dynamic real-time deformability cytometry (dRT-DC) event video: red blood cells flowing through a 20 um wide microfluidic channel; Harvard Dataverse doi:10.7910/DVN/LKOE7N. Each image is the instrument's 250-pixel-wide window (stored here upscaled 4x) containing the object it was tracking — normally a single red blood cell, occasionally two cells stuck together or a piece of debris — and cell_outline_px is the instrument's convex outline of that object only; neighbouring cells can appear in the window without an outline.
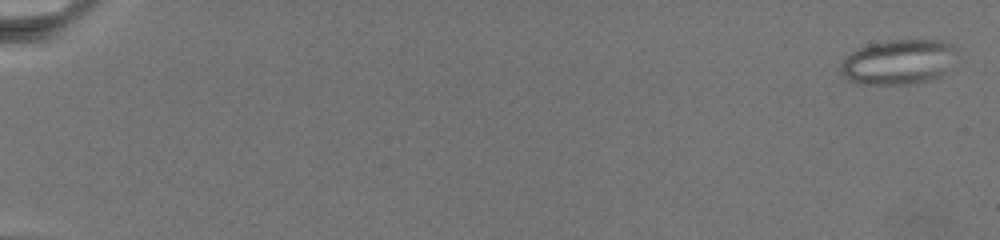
{"species": "common noctule bat (a hibernating species)", "species_latin": "Nyctalus noctula", "temperature_condition": "warm", "stored_images_in_passage": 47, "camera_frame_rate_fps": 3000, "um_per_image_px": 0.085, "animal": {"sex": "female", "body_mass_g": 19.5, "forearm_length_mm": 54.1}, "frame": {"image": 1, "passage_image": 2, "time_ms": 0.333, "image_size_px": [1000, 240], "cell_outline_px": [[956, 48], [944, 72], [940, 76], [928, 80], [908, 84], [864, 84], [848, 80], [840, 72], [840, 64], [852, 52], [868, 44], [888, 40], [952, 40], [956, 44]], "centroid_in_image_um": [76.35, 5.24], "position_along_channel_um": 8.6, "area_um2": 30.17}}
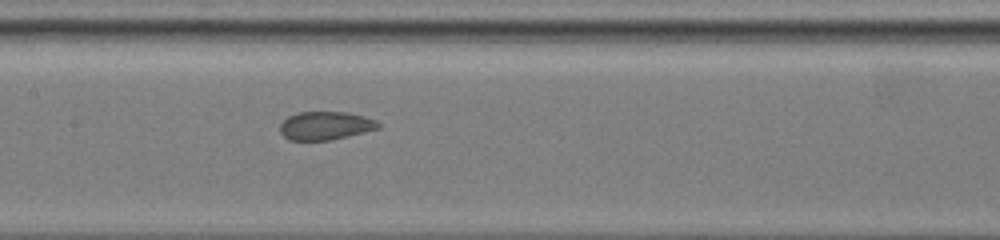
{"frame": {"image": 2, "passage_image": 32, "time_ms": 13.333, "image_size_px": [1000, 240], "cell_outline_px": [[380, 128], [332, 140], [288, 140], [280, 132], [280, 124], [288, 116], [300, 112], [348, 112], [364, 116], [376, 120], [380, 124]], "centroid_in_image_um": [27.67, 10.68], "position_along_channel_um": 179.7, "area_um2": 16.24}}
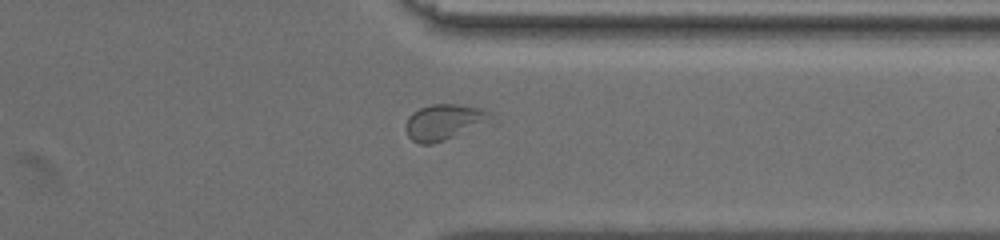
{"frame": {"image": 3, "passage_image": 47, "time_ms": 20.0, "image_size_px": [1000, 240], "cell_outline_px": [[496, 124], [432, 144], [420, 144], [412, 140], [408, 136], [404, 128], [408, 116], [412, 112], [420, 108], [432, 104], [456, 104], [480, 108], [488, 112], [492, 116]], "centroid_in_image_um": [37.85, 10.4], "position_along_channel_um": 373.6, "area_um2": 18.55}}